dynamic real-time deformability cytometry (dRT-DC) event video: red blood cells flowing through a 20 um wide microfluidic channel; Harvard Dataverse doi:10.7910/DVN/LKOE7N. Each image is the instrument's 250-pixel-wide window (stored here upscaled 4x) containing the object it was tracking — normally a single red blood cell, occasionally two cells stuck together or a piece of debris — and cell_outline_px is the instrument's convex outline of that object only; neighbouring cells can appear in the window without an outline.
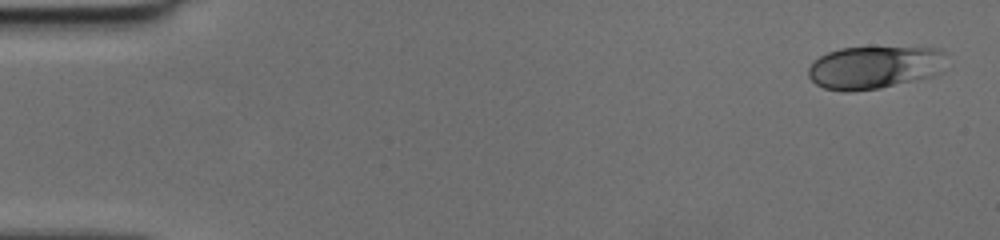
{"species": "human", "species_latin": "Homo sapiens", "temperature_condition": "cold", "stored_images_in_passage": 19, "camera_frame_rate_fps": 3000, "um_per_image_px": 0.085, "donor": {"sex": "female"}, "frame": {"image": 1, "passage_image": 1, "time_ms": 0.0, "image_size_px": [1000, 240], "cell_outline_px": [[944, 72], [936, 76], [880, 88], [848, 92], [844, 92], [824, 88], [816, 84], [808, 76], [808, 68], [820, 56], [828, 52], [840, 48], [944, 48]], "centroid_in_image_um": [74.37, 5.74], "position_along_channel_um": 10.6, "area_um2": 34.62}}
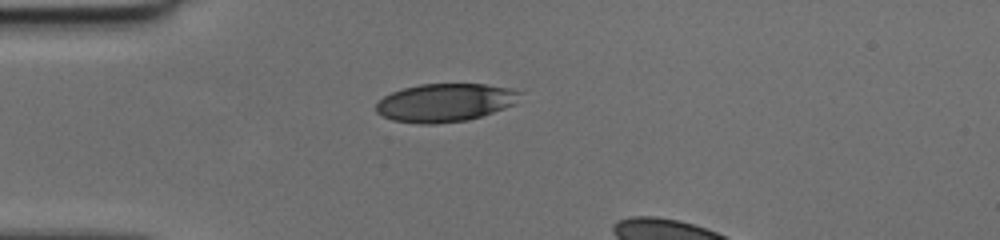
{"frame": {"image": 2, "passage_image": 13, "time_ms": 4.0, "image_size_px": [1000, 240], "cell_outline_px": [[524, 92], [512, 104], [504, 108], [468, 120], [436, 124], [420, 124], [392, 120], [376, 112], [376, 104], [384, 96], [392, 92], [404, 88], [420, 84], [484, 84], [512, 88]], "centroid_in_image_um": [37.83, 8.72], "position_along_channel_um": 47.2, "area_um2": 31.91}}
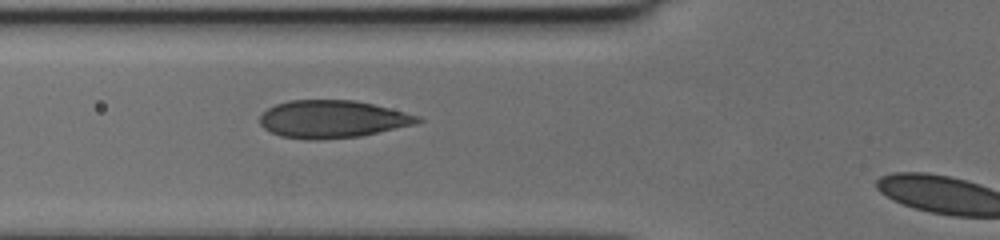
{"frame": {"image": 3, "passage_image": 18, "time_ms": 5.667, "image_size_px": [1000, 240], "cell_outline_px": [[424, 120], [416, 124], [360, 136], [316, 140], [280, 136], [264, 128], [260, 124], [260, 116], [268, 108], [276, 104], [288, 100], [356, 100], [420, 116]], "centroid_in_image_um": [28.26, 10.12], "position_along_channel_um": 97.5, "area_um2": 34.39}}